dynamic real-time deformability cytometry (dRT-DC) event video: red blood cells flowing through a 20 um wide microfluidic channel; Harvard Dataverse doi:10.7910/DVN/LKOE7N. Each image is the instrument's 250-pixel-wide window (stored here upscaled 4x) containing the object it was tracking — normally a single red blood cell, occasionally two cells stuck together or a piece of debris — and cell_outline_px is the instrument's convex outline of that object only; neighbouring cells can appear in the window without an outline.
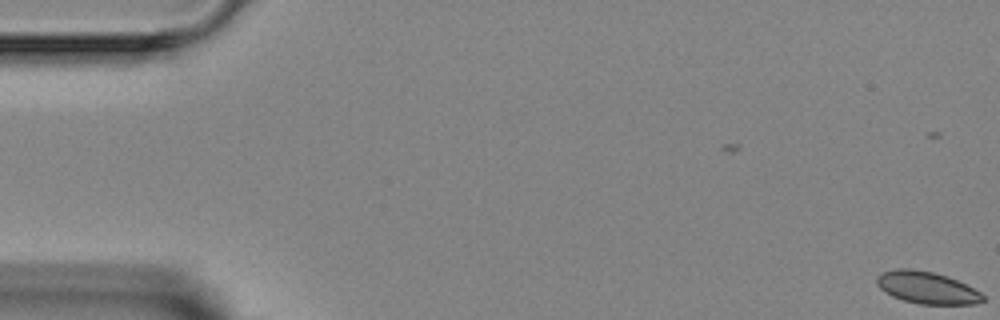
{"species": "Egyptian fruit bat (a non-hibernating species)", "species_latin": "Rousettus aegyptiacus", "temperature_condition": "room temperature", "stored_images_in_passage": 5, "segment_of_instrument_passage": [1, 2], "camera_frame_rate_fps": 3000, "um_per_image_px": 0.085, "animal": {"sex": "female"}, "frame": {"image": 1, "passage_image": 1, "time_ms": 0.0, "image_size_px": [1000, 320], "cell_outline_px": [[984, 300], [976, 304], [920, 304], [904, 300], [892, 296], [884, 292], [876, 284], [876, 276], [880, 272], [896, 268], [912, 268], [932, 272], [948, 276], [980, 292], [984, 296]], "centroid_in_image_um": [78.73, 24.44], "position_along_channel_um": 6.3, "area_um2": 19.88}}